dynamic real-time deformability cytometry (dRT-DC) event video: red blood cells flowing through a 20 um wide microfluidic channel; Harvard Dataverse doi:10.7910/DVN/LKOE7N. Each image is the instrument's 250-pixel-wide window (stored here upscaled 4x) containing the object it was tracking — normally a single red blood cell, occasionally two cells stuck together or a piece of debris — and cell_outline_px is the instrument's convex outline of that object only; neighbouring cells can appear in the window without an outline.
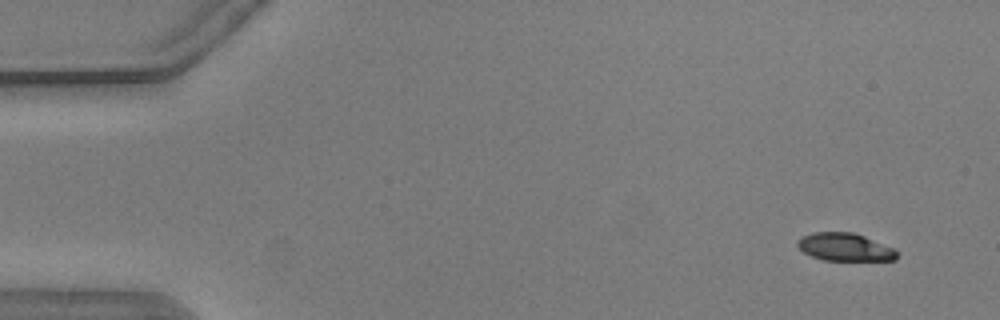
{"species": "common noctule bat (a hibernating species)", "species_latin": "Nyctalus noctula", "temperature_condition": "warm", "stored_images_in_passage": 56, "camera_frame_rate_fps": 3000, "um_per_image_px": 0.085, "animal": {"sex": "male", "body_mass_g": 20.5, "forearm_length_mm": 52.5}, "frame": {"image": 1, "passage_image": 3, "time_ms": 0.667, "image_size_px": [1000, 320], "cell_outline_px": [[900, 252], [896, 260], [824, 260], [812, 256], [804, 252], [796, 244], [796, 240], [800, 236], [812, 232], [852, 232], [864, 236], [896, 248]], "centroid_in_image_um": [71.84, 20.99], "position_along_channel_um": 13.2, "area_um2": 16.36}}
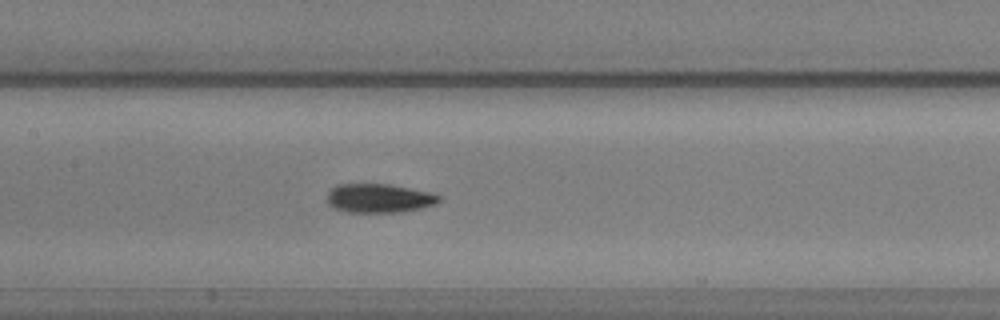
{"frame": {"image": 2, "passage_image": 26, "time_ms": 8.333, "image_size_px": [1000, 320], "cell_outline_px": [[440, 200], [436, 204], [420, 208], [400, 212], [344, 212], [332, 208], [324, 200], [324, 196], [336, 184], [388, 184], [436, 192], [440, 196]], "centroid_in_image_um": [32.18, 16.84], "position_along_channel_um": 175.2, "area_um2": 19.36}}
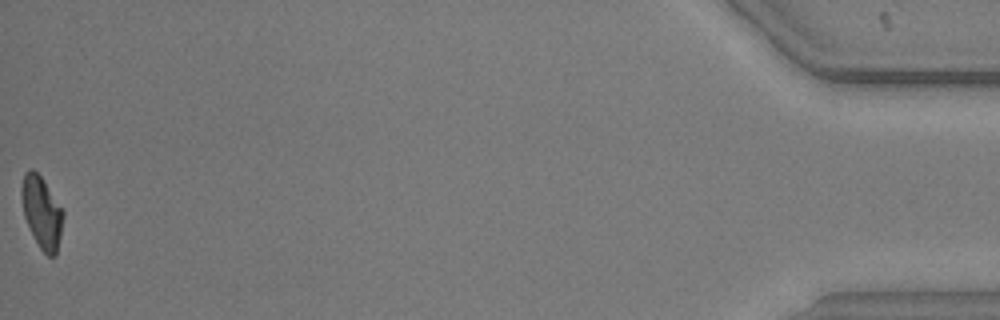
{"frame": {"image": 3, "passage_image": 55, "time_ms": 18.0, "image_size_px": [1000, 320], "cell_outline_px": [[64, 216], [56, 256], [48, 256], [40, 248], [24, 216], [20, 192], [20, 188], [24, 172], [32, 168], [40, 176], [64, 208]], "centroid_in_image_um": [3.56, 18.01], "position_along_channel_um": 431.6, "area_um2": 17.46}}